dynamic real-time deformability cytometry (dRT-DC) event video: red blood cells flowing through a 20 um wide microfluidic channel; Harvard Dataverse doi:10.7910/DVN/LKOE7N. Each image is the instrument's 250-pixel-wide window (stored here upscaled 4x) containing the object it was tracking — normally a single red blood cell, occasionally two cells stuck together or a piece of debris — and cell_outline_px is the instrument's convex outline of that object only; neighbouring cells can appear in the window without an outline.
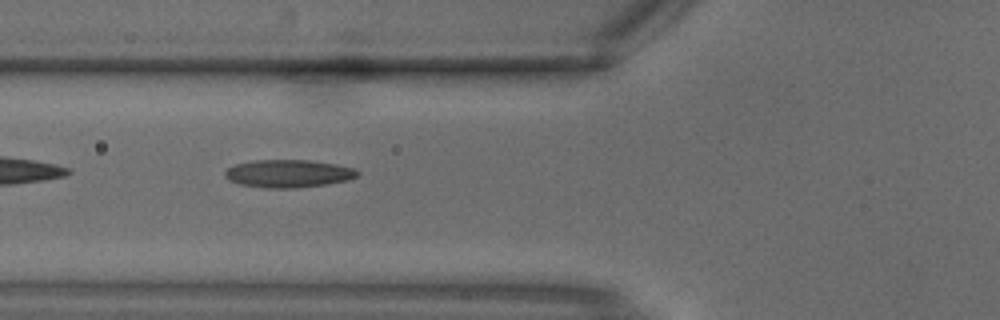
{"species": "common noctule bat (a hibernating species)", "species_latin": "Nyctalus noctula", "temperature_condition": "warm", "stored_images_in_passage": 4, "camera_frame_rate_fps": 3000, "um_per_image_px": 0.085, "animal": {"sex": "male", "body_mass_g": 18.8}, "frame": {"image": 1, "passage_image": 4, "time_ms": 1.0, "image_size_px": [1000, 320], "cell_outline_px": [[360, 172], [356, 176], [348, 180], [328, 184], [296, 188], [264, 188], [240, 184], [228, 180], [224, 176], [224, 172], [228, 168], [236, 164], [256, 160], [308, 160], [336, 164], [356, 168]], "centroid_in_image_um": [24.52, 14.76], "position_along_channel_um": 101.3, "area_um2": 21.56}}